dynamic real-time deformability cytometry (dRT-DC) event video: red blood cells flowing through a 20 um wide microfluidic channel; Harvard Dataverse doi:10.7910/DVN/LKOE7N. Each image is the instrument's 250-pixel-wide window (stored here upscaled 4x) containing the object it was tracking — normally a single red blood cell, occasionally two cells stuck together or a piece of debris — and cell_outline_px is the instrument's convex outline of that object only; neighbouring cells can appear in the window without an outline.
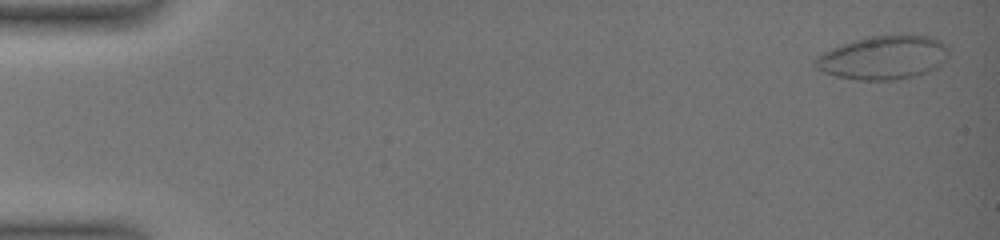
{"species": "common noctule bat (a hibernating species)", "species_latin": "Nyctalus noctula", "temperature_condition": "warm", "stored_images_in_passage": 9, "camera_frame_rate_fps": 3000, "um_per_image_px": 0.085, "animal": {"sex": "female", "body_mass_g": 19.0, "forearm_length_mm": 51.5}, "frame": {"image": 1, "passage_image": 1, "time_ms": 0.0, "image_size_px": [1000, 240], "cell_outline_px": [[948, 56], [940, 68], [920, 76], [896, 80], [860, 80], [836, 76], [824, 72], [816, 68], [812, 64], [812, 60], [824, 52], [840, 44], [852, 40], [872, 36], [928, 36], [940, 40], [948, 48]], "centroid_in_image_um": [75.11, 4.92], "position_along_channel_um": 9.9, "area_um2": 34.28}}